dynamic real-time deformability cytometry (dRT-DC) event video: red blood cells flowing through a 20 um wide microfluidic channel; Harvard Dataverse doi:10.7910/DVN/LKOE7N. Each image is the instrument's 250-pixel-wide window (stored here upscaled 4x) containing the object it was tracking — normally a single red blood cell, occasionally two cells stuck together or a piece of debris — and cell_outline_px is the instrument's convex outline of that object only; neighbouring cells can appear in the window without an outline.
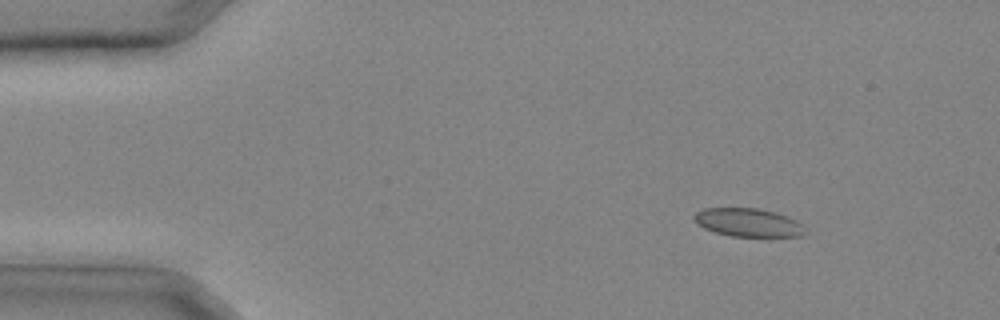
{"species": "common noctule bat (a hibernating species)", "species_latin": "Nyctalus noctula", "temperature_condition": "cold", "stored_images_in_passage": 31, "camera_frame_rate_fps": 3000, "um_per_image_px": 0.085, "animal": {"sex": "male", "body_mass_g": 20.4}, "frame": {"image": 1, "passage_image": 4, "time_ms": 1.0, "image_size_px": [1000, 320], "cell_outline_px": [[804, 236], [732, 236], [716, 232], [704, 228], [696, 224], [692, 220], [692, 216], [696, 212], [704, 208], [756, 208], [776, 212], [796, 220], [800, 224], [804, 232]], "centroid_in_image_um": [63.52, 18.9], "position_along_channel_um": 21.5, "area_um2": 18.21}}
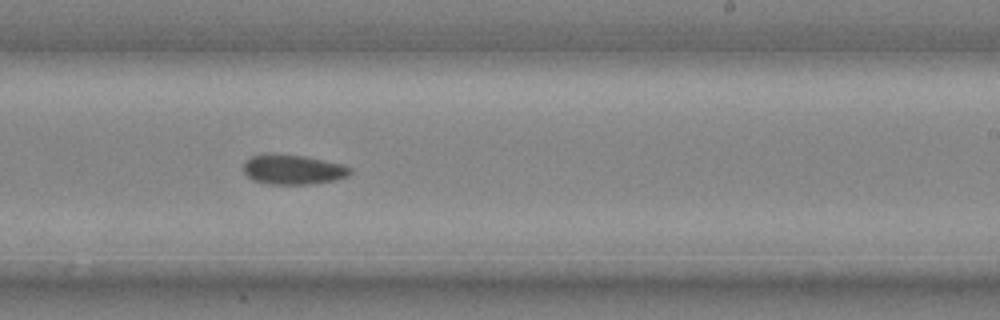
{"frame": {"image": 2, "passage_image": 20, "time_ms": 6.333, "image_size_px": [1000, 320], "cell_outline_px": [[352, 172], [348, 176], [336, 180], [308, 184], [268, 184], [252, 180], [244, 172], [244, 164], [252, 156], [304, 156], [344, 164], [352, 168]], "centroid_in_image_um": [24.99, 14.45], "position_along_channel_um": 264.0, "area_um2": 17.98}}
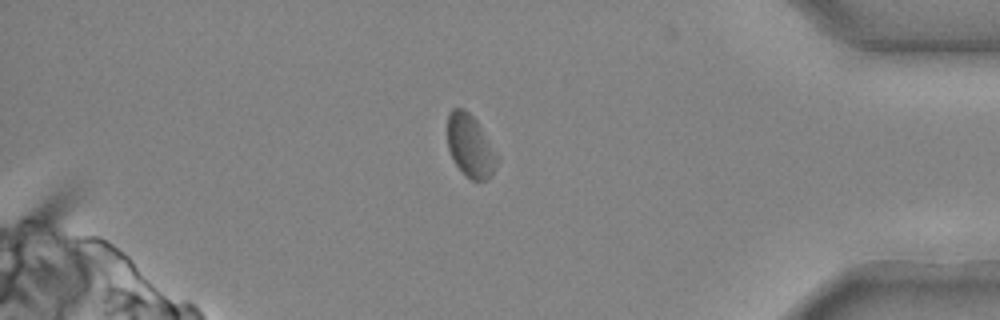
{"frame": {"image": 3, "passage_image": 28, "time_ms": 9.0, "image_size_px": [1000, 320], "cell_outline_px": [[500, 156], [492, 172], [484, 180], [472, 180], [464, 176], [456, 164], [448, 148], [448, 112], [452, 108], [464, 108], [476, 120]], "centroid_in_image_um": [39.98, 12.39], "position_along_channel_um": 395.2, "area_um2": 18.03}}